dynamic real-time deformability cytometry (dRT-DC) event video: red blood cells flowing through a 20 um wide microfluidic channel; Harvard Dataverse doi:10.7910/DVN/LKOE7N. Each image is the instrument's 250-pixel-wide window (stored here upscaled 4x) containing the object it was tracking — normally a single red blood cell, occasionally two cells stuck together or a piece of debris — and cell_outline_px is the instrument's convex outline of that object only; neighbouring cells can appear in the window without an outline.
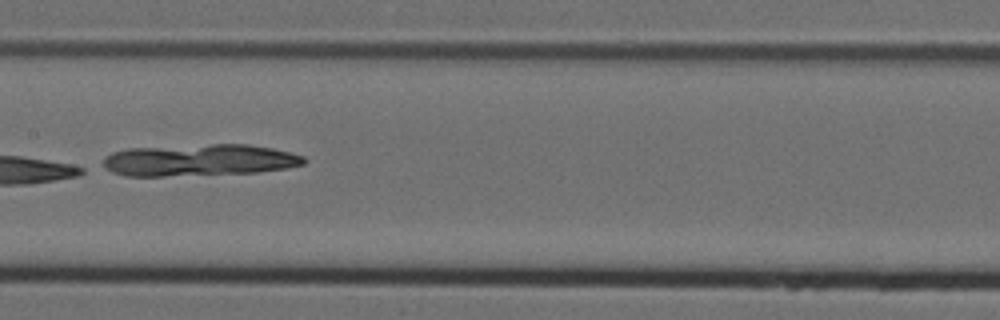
{"species": "Egyptian fruit bat (a non-hibernating species)", "species_latin": "Rousettus aegyptiacus", "temperature_condition": "cold", "stored_images_in_passage": 8, "camera_frame_rate_fps": 3000, "um_per_image_px": 0.085, "animal": {"sex": "female"}, "frame": {"image": 1, "passage_image": 8, "time_ms": 2.333, "image_size_px": [1000, 320], "cell_outline_px": [[308, 160], [304, 164], [288, 168], [256, 172], [164, 176], [124, 176], [112, 172], [104, 168], [104, 156], [112, 152], [128, 148], [212, 144], [248, 144], [272, 148], [304, 156]], "centroid_in_image_um": [16.93, 13.61], "position_along_channel_um": 190.5, "area_um2": 37.28}}